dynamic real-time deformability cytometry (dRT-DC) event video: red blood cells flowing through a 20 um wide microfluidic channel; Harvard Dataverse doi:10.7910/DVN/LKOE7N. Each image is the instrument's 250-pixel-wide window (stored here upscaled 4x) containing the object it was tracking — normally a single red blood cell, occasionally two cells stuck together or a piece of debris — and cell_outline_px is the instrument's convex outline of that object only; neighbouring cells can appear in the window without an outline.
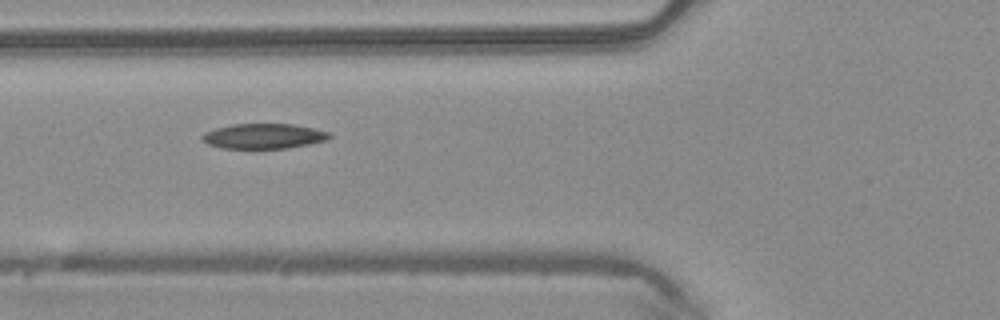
{"species": "common noctule bat (a hibernating species)", "species_latin": "Nyctalus noctula", "temperature_condition": "warm", "stored_images_in_passage": 4, "camera_frame_rate_fps": 3000, "um_per_image_px": 0.085, "animal": {"sex": "male", "body_mass_g": 20.4}, "frame": {"image": 1, "passage_image": 2, "time_ms": 0.333, "image_size_px": [1000, 320], "cell_outline_px": [[332, 136], [328, 140], [288, 148], [224, 148], [208, 144], [200, 136], [204, 132], [216, 128], [232, 124], [292, 124], [312, 128], [328, 132]], "centroid_in_image_um": [22.41, 11.57], "position_along_channel_um": 103.4, "area_um2": 18.44}}
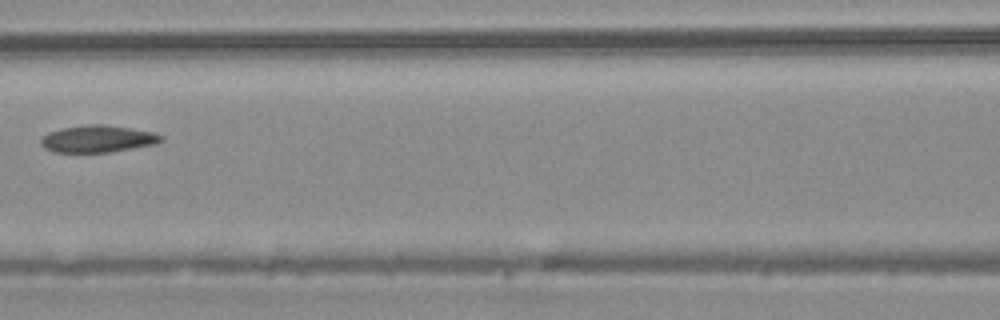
{"frame": {"image": 2, "passage_image": 3, "time_ms": 0.667, "image_size_px": [1000, 320], "cell_outline_px": [[164, 140], [156, 144], [108, 152], [56, 152], [44, 148], [40, 144], [40, 140], [48, 132], [60, 128], [92, 124], [100, 124], [156, 132], [164, 136]], "centroid_in_image_um": [8.32, 11.8], "position_along_channel_um": 158.3, "area_um2": 18.9}}
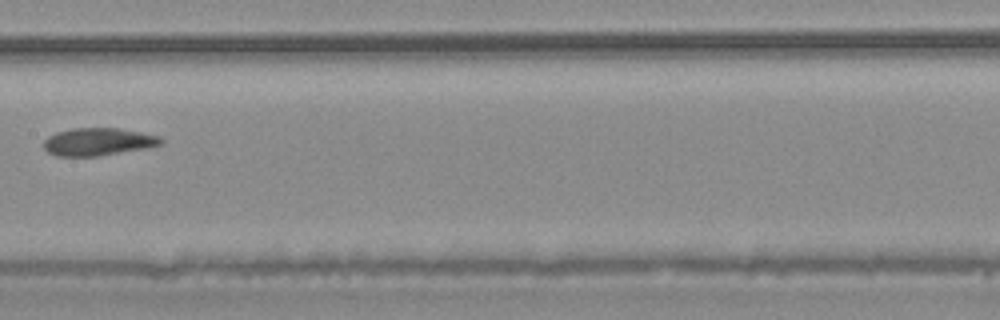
{"frame": {"image": 3, "passage_image": 4, "time_ms": 1.0, "image_size_px": [1000, 320], "cell_outline_px": [[164, 140], [160, 144], [148, 148], [100, 156], [56, 156], [48, 152], [44, 148], [44, 140], [48, 136], [56, 132], [72, 128], [120, 128], [160, 136]], "centroid_in_image_um": [8.34, 12.05], "position_along_channel_um": 199.1, "area_um2": 19.02}}